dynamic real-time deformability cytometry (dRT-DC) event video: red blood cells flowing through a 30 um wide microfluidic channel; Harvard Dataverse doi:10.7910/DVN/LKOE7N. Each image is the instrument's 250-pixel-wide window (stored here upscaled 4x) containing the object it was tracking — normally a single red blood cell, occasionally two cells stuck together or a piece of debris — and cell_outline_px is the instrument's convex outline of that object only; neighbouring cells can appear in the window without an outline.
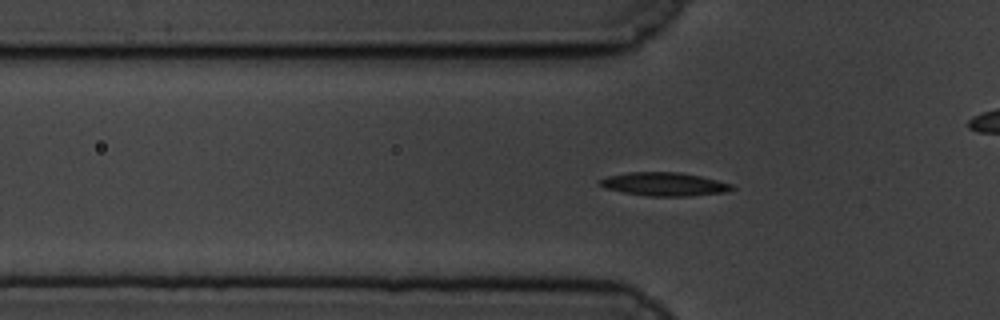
{"species": "common noctule bat (a hibernating species)", "species_latin": "Nyctalus noctula", "temperature_condition": "cold", "stored_images_in_passage": 58, "camera_frame_rate_fps": 3000, "um_per_image_px": 0.085, "animal": {"sex": "male", "body_mass_g": 19.5, "forearm_length_mm": 54.6}, "frame": {"image": 1, "passage_image": 18, "time_ms": 5.667, "image_size_px": [1000, 320], "cell_outline_px": [[736, 188], [728, 192], [688, 196], [648, 196], [624, 192], [604, 188], [596, 180], [608, 176], [628, 172], [680, 172], [700, 176], [732, 184]], "centroid_in_image_um": [56.46, 15.65], "position_along_channel_um": 69.3, "area_um2": 18.09}}
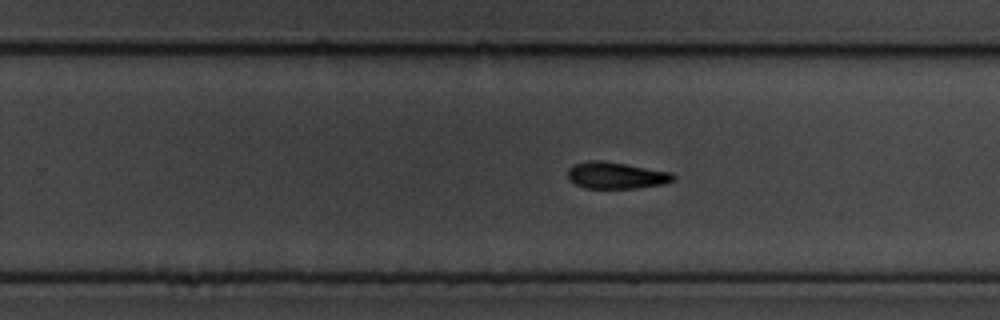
{"frame": {"image": 2, "passage_image": 36, "time_ms": 11.667, "image_size_px": [1000, 320], "cell_outline_px": [[676, 180], [664, 184], [636, 188], [584, 188], [568, 180], [568, 168], [572, 164], [588, 160], [596, 160], [624, 164], [672, 172], [676, 176]], "centroid_in_image_um": [52.36, 14.91], "position_along_channel_um": 277.4, "area_um2": 16.47}}
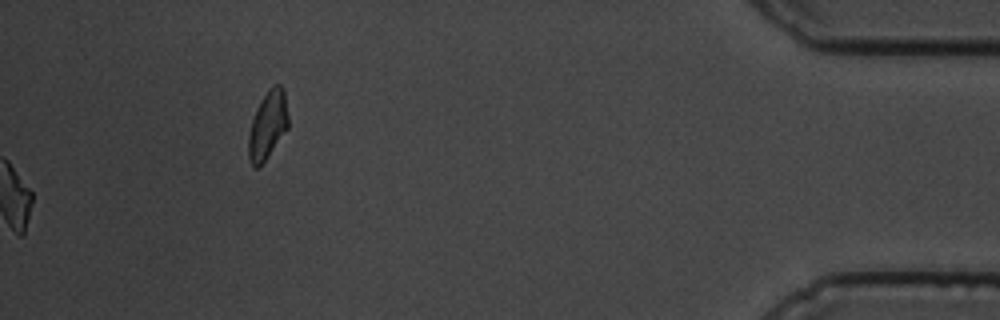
{"frame": {"image": 3, "passage_image": 58, "time_ms": 19.0, "image_size_px": [1000, 320], "cell_outline_px": [[288, 128], [264, 160], [256, 168], [252, 168], [248, 156], [248, 136], [252, 120], [256, 108], [260, 100], [268, 88], [272, 84], [280, 84], [284, 88], [288, 116]], "centroid_in_image_um": [22.75, 10.58], "position_along_channel_um": 412.5, "area_um2": 15.78}, "authors_computed_cell_mechanics": {"area_um2": 16.3863, "velocity_mm_per_s": 3.4797, "shape_relaxation_time_tau1_ms": 2.8081, "shape_relaxation_time_tau2_ms": null, "deformation_change_tau1": 0.0993, "deformation_change_tau2": null}}